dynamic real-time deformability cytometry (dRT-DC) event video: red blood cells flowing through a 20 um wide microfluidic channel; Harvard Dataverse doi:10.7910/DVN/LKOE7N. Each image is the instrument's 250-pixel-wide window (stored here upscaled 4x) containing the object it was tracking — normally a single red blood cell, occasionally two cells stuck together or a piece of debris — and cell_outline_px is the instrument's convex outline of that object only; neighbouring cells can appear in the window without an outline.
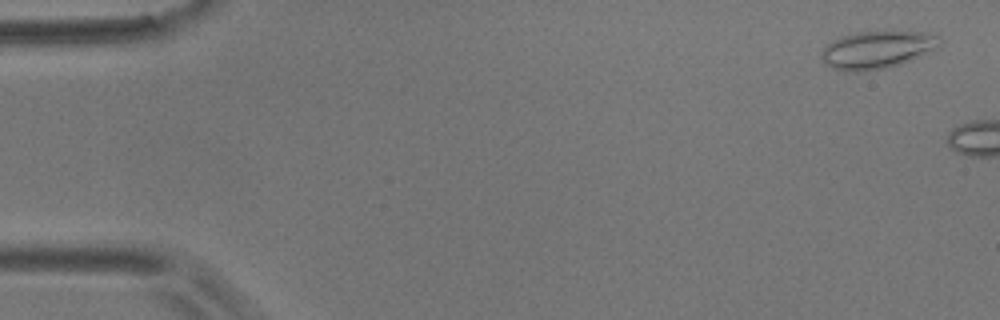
{"species": "common noctule bat (a hibernating species)", "species_latin": "Nyctalus noctula", "temperature_condition": "room temperature", "stored_images_in_passage": 2, "camera_frame_rate_fps": 3000, "um_per_image_px": 0.085, "animal": {"sex": "male", "body_mass_g": 17.9}, "frame": {"image": 1, "passage_image": 1, "time_ms": 0.0, "image_size_px": [1000, 320], "cell_outline_px": [[940, 48], [900, 64], [888, 68], [860, 72], [856, 72], [832, 68], [824, 60], [820, 52], [832, 40], [840, 36], [856, 32], [932, 32], [940, 36]], "centroid_in_image_um": [74.61, 4.22], "position_along_channel_um": 10.4, "area_um2": 25.95}}